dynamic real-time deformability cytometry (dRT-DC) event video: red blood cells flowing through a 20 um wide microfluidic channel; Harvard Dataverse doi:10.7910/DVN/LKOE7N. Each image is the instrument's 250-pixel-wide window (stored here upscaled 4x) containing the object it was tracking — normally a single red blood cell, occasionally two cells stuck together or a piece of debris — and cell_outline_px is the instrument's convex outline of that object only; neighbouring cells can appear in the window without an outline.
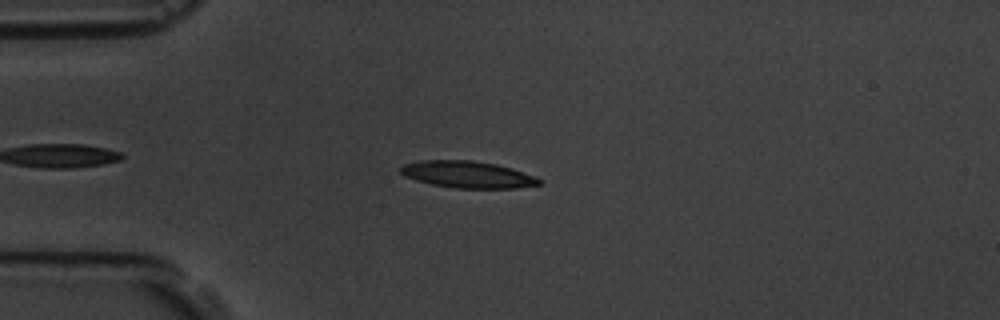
{"species": "common noctule bat (a hibernating species)", "species_latin": "Nyctalus noctula", "temperature_condition": "room temperature", "stored_images_in_passage": 47, "camera_frame_rate_fps": 3000, "um_per_image_px": 0.085, "animal": {"sex": "male", "body_mass_g": 19.5, "forearm_length_mm": 54.6}, "frame": {"image": 1, "passage_image": 8, "time_ms": 2.333, "image_size_px": [1000, 320], "cell_outline_px": [[540, 184], [516, 188], [456, 188], [432, 184], [416, 180], [404, 176], [400, 172], [400, 168], [404, 164], [420, 160], [472, 160], [496, 164], [512, 168], [536, 176], [540, 180]], "centroid_in_image_um": [39.74, 14.82], "position_along_channel_um": 45.3, "area_um2": 21.62}}
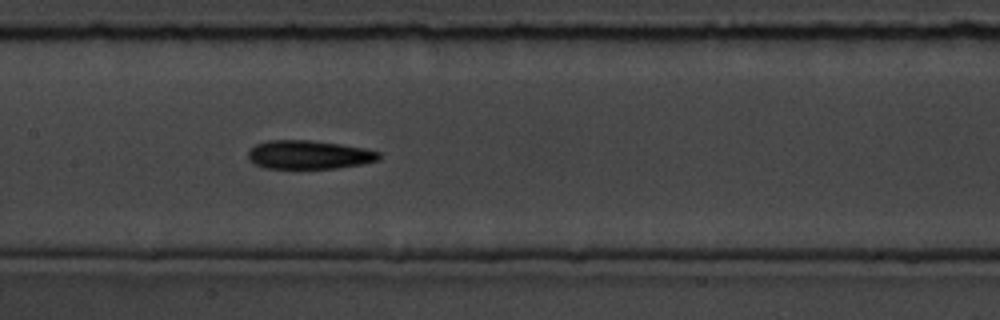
{"frame": {"image": 2, "passage_image": 21, "time_ms": 6.667, "image_size_px": [1000, 320], "cell_outline_px": [[380, 160], [364, 164], [336, 168], [264, 168], [248, 160], [248, 148], [256, 144], [268, 140], [312, 140], [340, 144], [364, 148], [380, 152]], "centroid_in_image_um": [26.25, 13.15], "position_along_channel_um": 181.1, "area_um2": 22.02}}
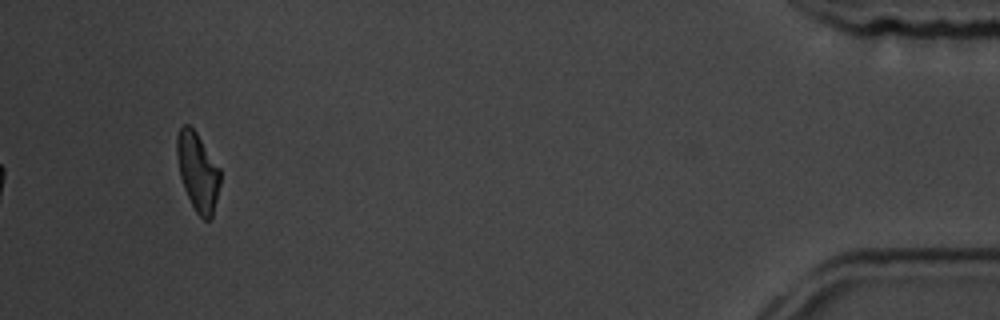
{"frame": {"image": 3, "passage_image": 47, "time_ms": 15.333, "image_size_px": [1000, 320], "cell_outline_px": [[220, 184], [212, 216], [208, 220], [204, 220], [196, 212], [184, 188], [180, 176], [176, 156], [176, 136], [180, 128], [184, 124], [188, 124], [196, 132], [220, 168]], "centroid_in_image_um": [16.79, 14.57], "position_along_channel_um": 418.4, "area_um2": 19.65}, "authors_computed_cell_mechanics": {"area_um2": 21.1548, "velocity_mm_per_s": 3.5887, "shape_relaxation_time_tau1_ms": 4.6129, "shape_relaxation_time_tau2_ms": 6.311, "deformation_change_tau1": 0.1544, "deformation_change_tau2": 0.1799}}